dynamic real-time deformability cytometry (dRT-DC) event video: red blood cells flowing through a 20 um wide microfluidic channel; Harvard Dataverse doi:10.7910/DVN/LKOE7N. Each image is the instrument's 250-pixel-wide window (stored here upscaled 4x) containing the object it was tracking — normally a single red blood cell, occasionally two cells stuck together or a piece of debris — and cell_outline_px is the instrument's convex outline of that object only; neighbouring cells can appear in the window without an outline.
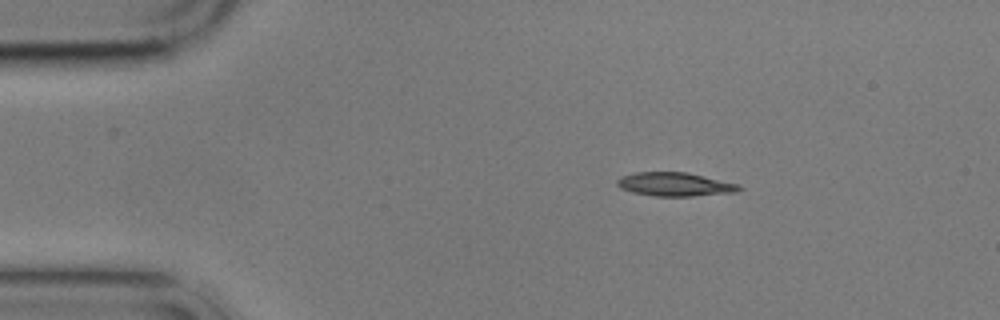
{"species": "common noctule bat (a hibernating species)", "species_latin": "Nyctalus noctula", "temperature_condition": "cold", "stored_images_in_passage": 3, "camera_frame_rate_fps": 3000, "um_per_image_px": 0.085, "animal": {"sex": "male", "body_mass_g": 17.9}, "frame": {"image": 1, "passage_image": 1, "time_ms": 0.0, "image_size_px": [1000, 320], "cell_outline_px": [[744, 188], [736, 192], [692, 196], [656, 196], [632, 192], [620, 188], [616, 184], [616, 180], [620, 176], [636, 172], [688, 172], [740, 184]], "centroid_in_image_um": [57.38, 15.66], "position_along_channel_um": 27.6, "area_um2": 16.99}}
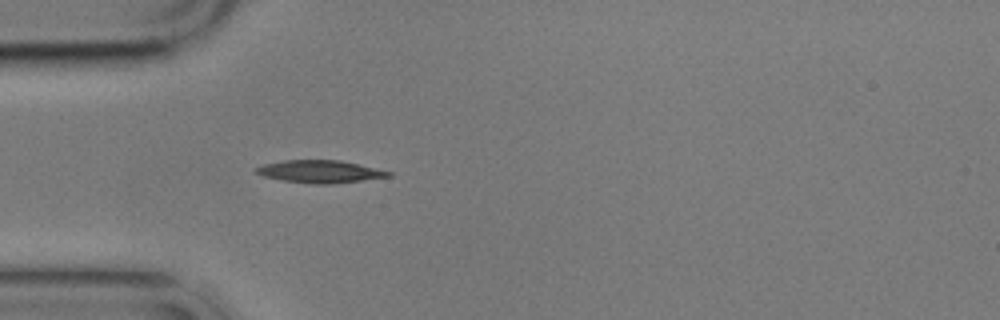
{"frame": {"image": 2, "passage_image": 3, "time_ms": 2.333, "image_size_px": [1000, 320], "cell_outline_px": [[392, 176], [332, 184], [312, 184], [284, 180], [264, 176], [252, 172], [252, 168], [264, 164], [284, 160], [340, 160], [392, 172]], "centroid_in_image_um": [27.14, 14.58], "position_along_channel_um": 57.9, "area_um2": 17.34}}